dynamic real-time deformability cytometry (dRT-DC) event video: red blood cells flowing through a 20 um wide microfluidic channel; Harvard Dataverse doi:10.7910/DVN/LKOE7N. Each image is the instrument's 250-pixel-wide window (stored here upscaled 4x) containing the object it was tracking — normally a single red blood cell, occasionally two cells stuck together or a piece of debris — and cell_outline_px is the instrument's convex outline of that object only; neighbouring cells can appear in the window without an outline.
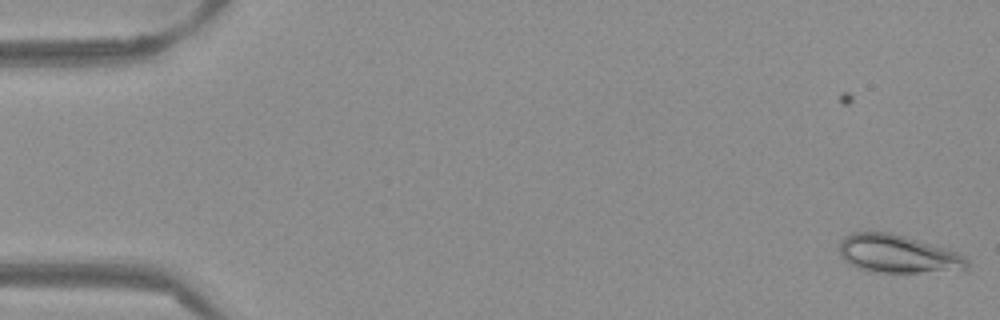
{"species": "Egyptian fruit bat (a non-hibernating species)", "species_latin": "Rousettus aegyptiacus", "temperature_condition": "warm", "stored_images_in_passage": 7, "camera_frame_rate_fps": 3000, "um_per_image_px": 0.085, "frame": {"image": 1, "passage_image": 7, "time_ms": 2.0, "image_size_px": [1000, 320], "cell_outline_px": [[968, 268], [964, 272], [868, 272], [848, 264], [844, 260], [840, 252], [840, 240], [844, 236], [852, 232], [888, 232], [948, 248], [960, 252], [968, 260]], "centroid_in_image_um": [76.38, 21.61], "position_along_channel_um": 8.6, "area_um2": 28.9}}